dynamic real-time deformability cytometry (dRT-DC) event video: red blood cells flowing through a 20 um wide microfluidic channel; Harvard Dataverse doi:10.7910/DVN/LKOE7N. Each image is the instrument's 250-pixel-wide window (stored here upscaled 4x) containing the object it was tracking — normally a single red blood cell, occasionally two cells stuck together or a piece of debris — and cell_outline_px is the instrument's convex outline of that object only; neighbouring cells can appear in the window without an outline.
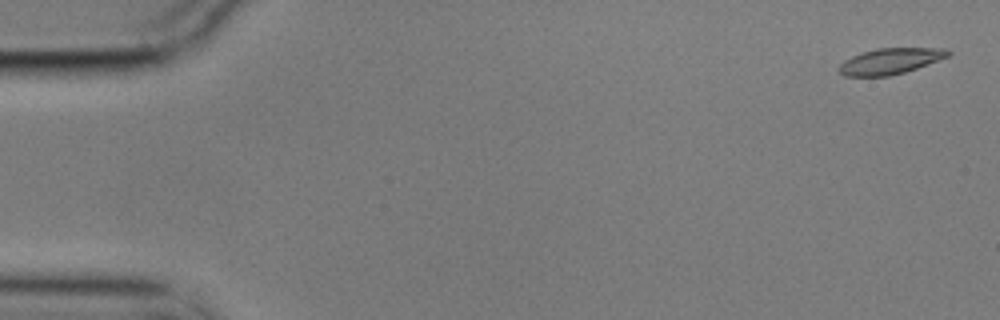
{"species": "common noctule bat (a hibernating species)", "species_latin": "Nyctalus noctula", "temperature_condition": "cold", "stored_images_in_passage": 54, "camera_frame_rate_fps": 3000, "um_per_image_px": 0.085, "animal": {"sex": "male", "body_mass_g": 17.9}, "frame": {"image": 1, "passage_image": 2, "time_ms": 0.333, "image_size_px": [1000, 320], "cell_outline_px": [[952, 52], [948, 56], [916, 68], [904, 72], [888, 76], [844, 76], [840, 72], [840, 64], [844, 60], [852, 56], [876, 48], [944, 48]], "centroid_in_image_um": [75.66, 5.19], "position_along_channel_um": 9.3, "area_um2": 16.18}}
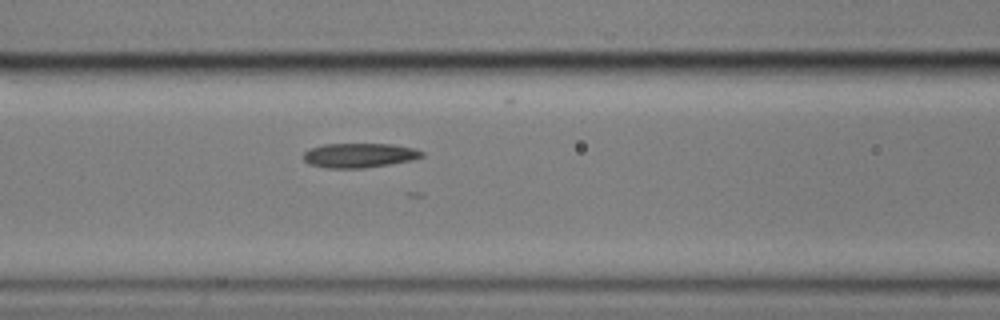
{"frame": {"image": 2, "passage_image": 24, "time_ms": 7.667, "image_size_px": [1000, 320], "cell_outline_px": [[424, 156], [412, 160], [364, 168], [324, 168], [308, 164], [304, 160], [304, 152], [308, 148], [324, 144], [392, 144], [416, 148], [424, 152]], "centroid_in_image_um": [30.53, 13.2], "position_along_channel_um": 136.1, "area_um2": 17.05}}
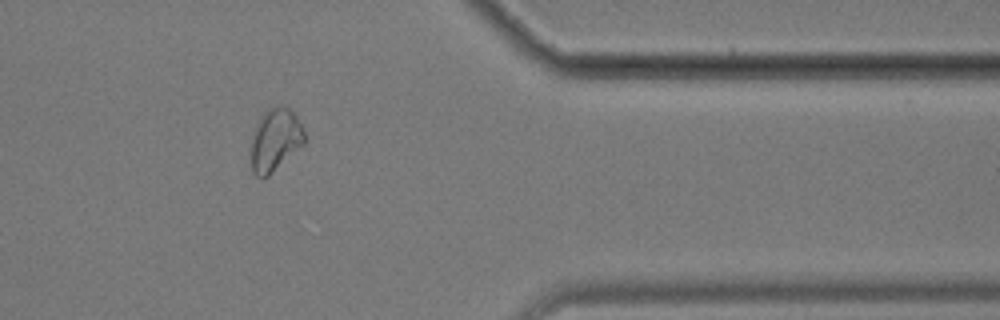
{"frame": {"image": 3, "passage_image": 47, "time_ms": 15.333, "image_size_px": [1000, 320], "cell_outline_px": [[304, 144], [268, 176], [260, 180], [252, 172], [248, 152], [248, 148], [252, 136], [264, 112], [268, 108], [288, 108], [296, 116], [304, 132]], "centroid_in_image_um": [23.33, 11.98], "position_along_channel_um": 388.1, "area_um2": 19.48}}